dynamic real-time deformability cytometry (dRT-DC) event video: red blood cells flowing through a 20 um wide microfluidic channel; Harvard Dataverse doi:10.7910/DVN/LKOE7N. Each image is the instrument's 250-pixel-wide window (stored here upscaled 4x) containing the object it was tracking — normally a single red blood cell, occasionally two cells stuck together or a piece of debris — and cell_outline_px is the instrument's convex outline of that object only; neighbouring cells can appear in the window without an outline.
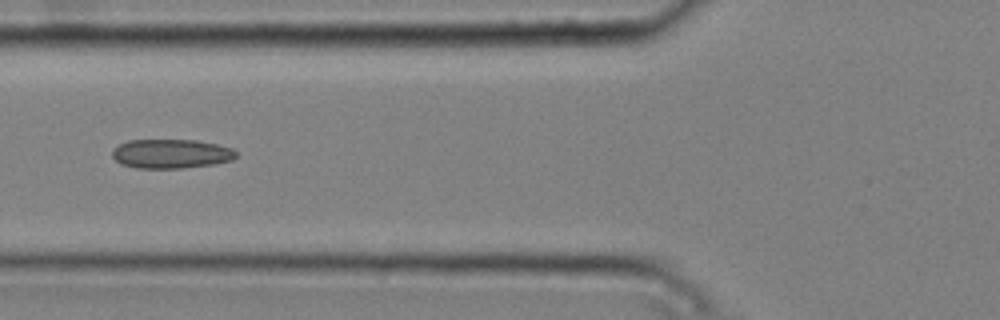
{"species": "common noctule bat (a hibernating species)", "species_latin": "Nyctalus noctula", "temperature_condition": "cold", "stored_images_in_passage": 5, "camera_frame_rate_fps": 3000, "um_per_image_px": 0.085, "animal": {"sex": "male", "body_mass_g": 20.4}, "frame": {"image": 1, "passage_image": 5, "time_ms": 1.333, "image_size_px": [1000, 320], "cell_outline_px": [[236, 156], [232, 160], [212, 164], [180, 168], [136, 168], [120, 164], [112, 156], [112, 148], [128, 140], [196, 140], [216, 144], [232, 148], [236, 152]], "centroid_in_image_um": [14.5, 13.06], "position_along_channel_um": 111.3, "area_um2": 21.04}}